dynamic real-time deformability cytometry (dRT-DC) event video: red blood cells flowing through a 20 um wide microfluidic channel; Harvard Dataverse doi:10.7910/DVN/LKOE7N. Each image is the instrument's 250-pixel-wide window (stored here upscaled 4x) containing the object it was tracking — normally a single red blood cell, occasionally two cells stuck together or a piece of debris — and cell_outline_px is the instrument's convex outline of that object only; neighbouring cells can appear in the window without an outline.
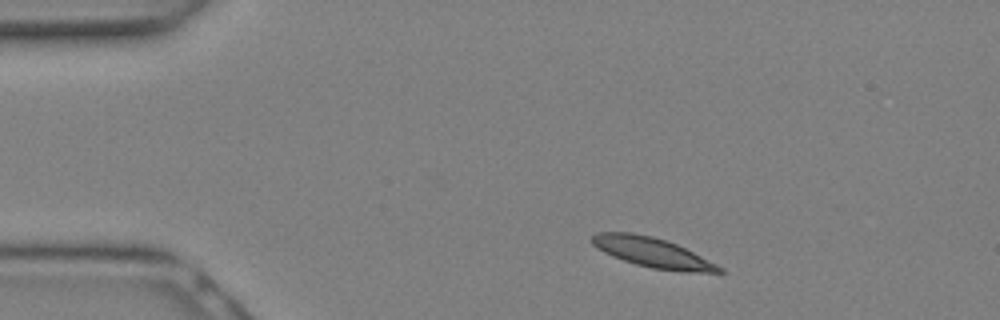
{"species": "Egyptian fruit bat (a non-hibernating species)", "species_latin": "Rousettus aegyptiacus", "temperature_condition": "warm", "stored_images_in_passage": 9, "camera_frame_rate_fps": 3000, "um_per_image_px": 0.085, "animal": {"sex": "female"}, "frame": {"image": 1, "passage_image": 2, "time_ms": 0.333, "image_size_px": [1000, 320], "cell_outline_px": [[724, 272], [680, 272], [652, 268], [636, 264], [612, 256], [604, 252], [592, 244], [592, 236], [596, 232], [632, 232], [652, 236], [676, 244], [724, 268]], "centroid_in_image_um": [55.44, 21.46], "position_along_channel_um": 29.6, "area_um2": 21.79}}
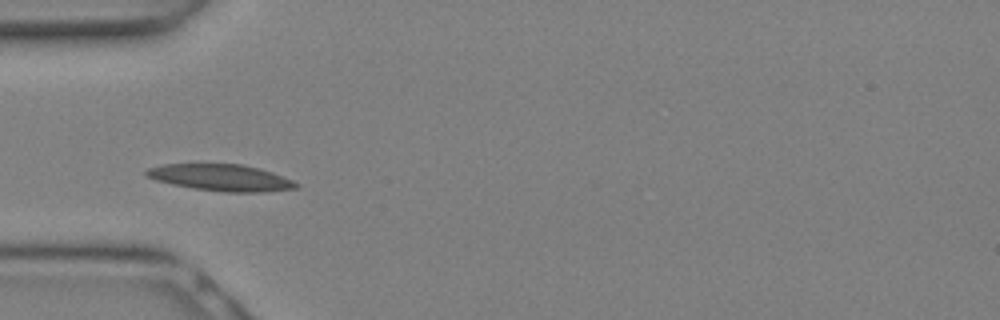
{"frame": {"image": 2, "passage_image": 6, "time_ms": 1.667, "image_size_px": [1000, 320], "cell_outline_px": [[300, 188], [268, 192], [224, 192], [192, 188], [172, 184], [156, 180], [144, 176], [144, 172], [148, 168], [164, 164], [240, 164], [260, 168], [272, 172], [292, 180], [300, 184]], "centroid_in_image_um": [18.81, 15.1], "position_along_channel_um": 66.2, "area_um2": 23.41}}
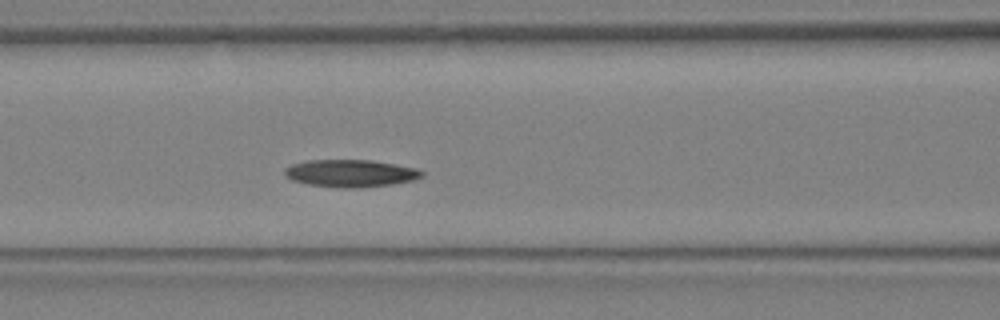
{"frame": {"image": 3, "passage_image": 9, "time_ms": 2.667, "image_size_px": [1000, 320], "cell_outline_px": [[424, 176], [412, 180], [392, 184], [360, 188], [336, 188], [308, 184], [292, 180], [284, 176], [284, 168], [292, 164], [308, 160], [372, 160], [396, 164], [416, 168], [424, 172]], "centroid_in_image_um": [29.78, 14.73], "position_along_channel_um": 136.8, "area_um2": 22.08}}